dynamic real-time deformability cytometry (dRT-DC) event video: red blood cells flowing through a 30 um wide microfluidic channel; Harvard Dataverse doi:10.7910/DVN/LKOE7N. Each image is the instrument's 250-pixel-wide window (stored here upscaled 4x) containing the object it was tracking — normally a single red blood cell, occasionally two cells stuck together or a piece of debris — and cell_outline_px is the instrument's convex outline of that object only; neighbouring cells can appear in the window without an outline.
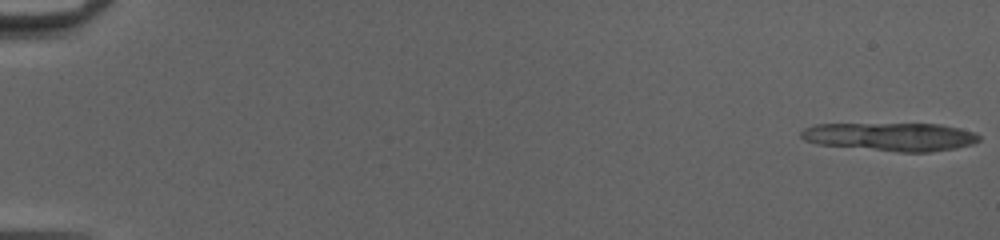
{"species": "common noctule bat (a hibernating species)", "species_latin": "Nyctalus noctula", "temperature_condition": "cold", "stored_images_in_passage": 26, "segment_of_instrument_passage": [1, 2], "camera_frame_rate_fps": 3000, "um_per_image_px": 0.085, "animal": {"sex": "female", "body_mass_g": 20.0, "forearm_length_mm": 54.0}, "frame": {"image": 1, "passage_image": 1, "time_ms": 0.0, "image_size_px": [1000, 240], "cell_outline_px": [[980, 140], [972, 144], [952, 148], [928, 152], [900, 152], [820, 144], [804, 140], [800, 136], [800, 132], [804, 128], [816, 124], [940, 124], [972, 132], [980, 136]], "centroid_in_image_um": [75.67, 11.62], "position_along_channel_um": 9.3, "area_um2": 28.9}}